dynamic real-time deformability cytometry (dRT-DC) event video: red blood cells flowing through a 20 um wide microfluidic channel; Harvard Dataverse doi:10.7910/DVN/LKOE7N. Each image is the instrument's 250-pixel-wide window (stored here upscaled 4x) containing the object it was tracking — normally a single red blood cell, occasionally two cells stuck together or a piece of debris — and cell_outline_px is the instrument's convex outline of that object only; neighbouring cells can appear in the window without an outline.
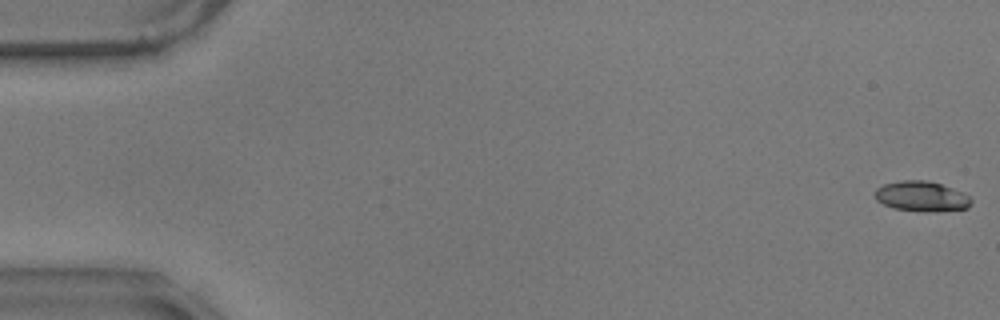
{"species": "common noctule bat (a hibernating species)", "species_latin": "Nyctalus noctula", "temperature_condition": "warm", "stored_images_in_passage": 58, "camera_frame_rate_fps": 3000, "um_per_image_px": 0.085, "animal": {"sex": "male", "body_mass_g": 17.9}, "frame": {"image": 1, "passage_image": 1, "time_ms": 0.0, "image_size_px": [1000, 320], "cell_outline_px": [[972, 204], [968, 208], [896, 208], [884, 204], [876, 200], [876, 188], [884, 184], [904, 180], [928, 180], [952, 188], [968, 196], [972, 200]], "centroid_in_image_um": [78.29, 16.61], "position_along_channel_um": 6.7, "area_um2": 15.61}}
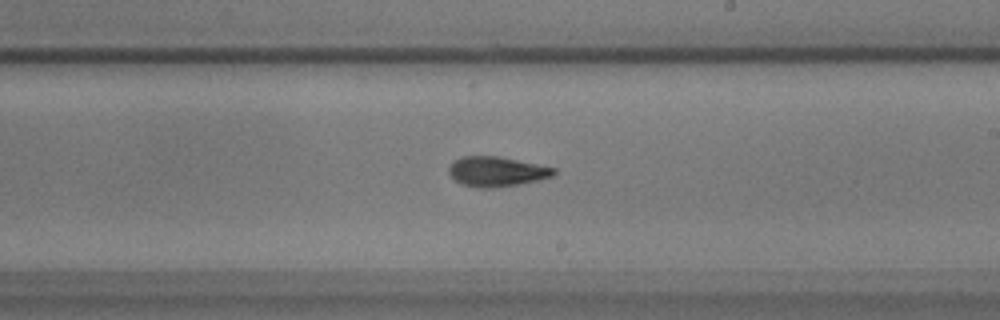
{"frame": {"image": 2, "passage_image": 34, "time_ms": 11.0, "image_size_px": [1000, 320], "cell_outline_px": [[556, 172], [552, 176], [540, 180], [520, 184], [496, 188], [480, 188], [460, 184], [448, 172], [448, 168], [452, 160], [460, 156], [496, 156], [556, 168]], "centroid_in_image_um": [42.18, 14.59], "position_along_channel_um": 246.8, "area_um2": 18.38}}
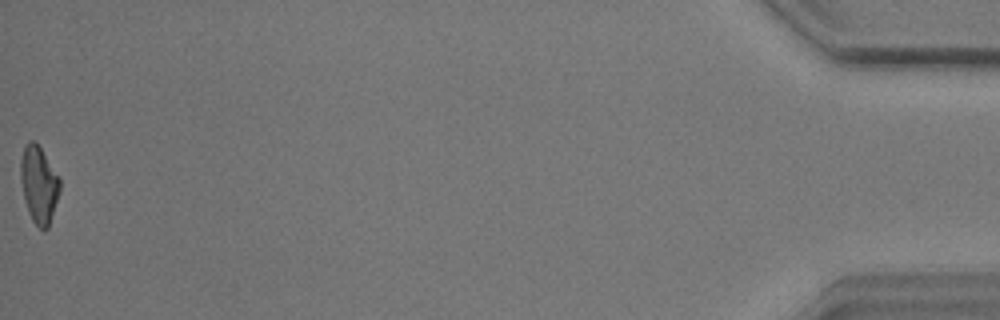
{"frame": {"image": 3, "passage_image": 58, "time_ms": 19.0, "image_size_px": [1000, 320], "cell_outline_px": [[60, 192], [48, 228], [44, 232], [32, 220], [28, 212], [20, 180], [20, 160], [24, 148], [28, 140], [32, 140], [40, 148], [60, 176]], "centroid_in_image_um": [3.31, 15.7], "position_along_channel_um": 431.9, "area_um2": 17.63}, "authors_computed_cell_mechanics": {"area_um2": 17.8313, "velocity_mm_per_s": 3.5308, "shape_relaxation_time_tau1_ms": 4.5991, "shape_relaxation_time_tau2_ms": 3.0425, "deformation_change_tau1": 0.1656, "deformation_change_tau2": 0.113}}